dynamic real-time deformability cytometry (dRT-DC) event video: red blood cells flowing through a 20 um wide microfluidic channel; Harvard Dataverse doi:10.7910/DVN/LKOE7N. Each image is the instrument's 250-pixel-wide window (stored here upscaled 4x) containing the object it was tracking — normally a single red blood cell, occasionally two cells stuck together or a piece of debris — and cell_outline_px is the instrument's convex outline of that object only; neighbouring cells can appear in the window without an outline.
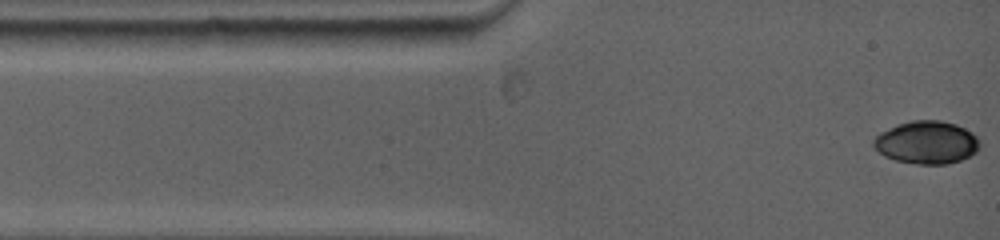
{"species": "common noctule bat (a hibernating species)", "species_latin": "Nyctalus noctula", "temperature_condition": "warm", "stored_images_in_passage": 5, "camera_frame_rate_fps": 5000, "um_per_image_px": 0.085, "animal": {"sex": "female", "body_mass_g": 19.0, "forearm_length_mm": 53.3}, "frame": {"image": 1, "passage_image": 1, "time_ms": 0.0, "image_size_px": [1000, 240], "cell_outline_px": [[980, 148], [976, 152], [960, 160], [948, 164], [916, 164], [896, 160], [884, 156], [872, 144], [872, 140], [880, 132], [896, 124], [912, 120], [940, 120], [956, 124], [972, 132], [980, 140]], "centroid_in_image_um": [78.77, 12.1], "position_along_channel_um": 6.2, "area_um2": 26.65}}
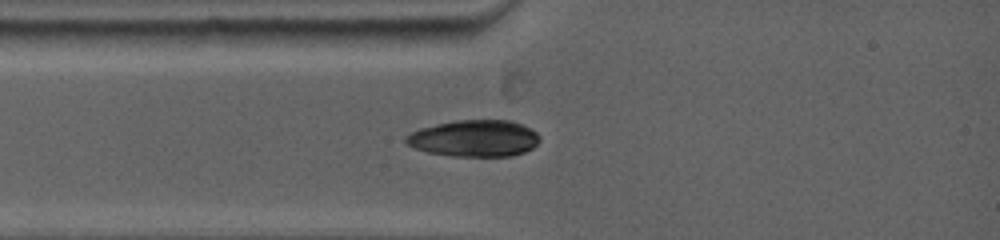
{"frame": {"image": 2, "passage_image": 5, "time_ms": 2.2, "image_size_px": [1000, 240], "cell_outline_px": [[540, 140], [532, 148], [524, 152], [512, 156], [452, 156], [428, 152], [416, 148], [408, 144], [404, 140], [404, 136], [420, 128], [452, 120], [508, 120], [520, 124], [536, 132], [540, 136]], "centroid_in_image_um": [40.31, 11.76], "position_along_channel_um": 44.7, "area_um2": 28.5}}